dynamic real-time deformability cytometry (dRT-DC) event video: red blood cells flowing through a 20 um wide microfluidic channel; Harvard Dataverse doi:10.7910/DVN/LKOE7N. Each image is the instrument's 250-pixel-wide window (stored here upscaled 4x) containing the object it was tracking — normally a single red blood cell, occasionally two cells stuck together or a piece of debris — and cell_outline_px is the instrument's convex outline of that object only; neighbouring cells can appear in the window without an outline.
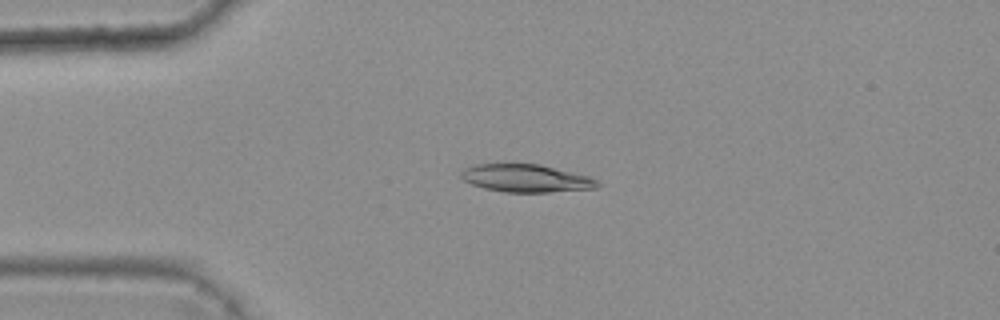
{"species": "common noctule bat (a hibernating species)", "species_latin": "Nyctalus noctula", "temperature_condition": "warm", "stored_images_in_passage": 3, "camera_frame_rate_fps": 3000, "um_per_image_px": 0.085, "animal": {"sex": "female", "body_mass_g": 25.1}, "frame": {"image": 1, "passage_image": 3, "time_ms": 0.667, "image_size_px": [1000, 320], "cell_outline_px": [[604, 184], [596, 188], [548, 192], [504, 192], [484, 188], [472, 184], [464, 180], [460, 176], [460, 172], [464, 168], [476, 164], [504, 160], [540, 164], [588, 176]], "centroid_in_image_um": [44.65, 15.1], "position_along_channel_um": 40.4, "area_um2": 22.95}}